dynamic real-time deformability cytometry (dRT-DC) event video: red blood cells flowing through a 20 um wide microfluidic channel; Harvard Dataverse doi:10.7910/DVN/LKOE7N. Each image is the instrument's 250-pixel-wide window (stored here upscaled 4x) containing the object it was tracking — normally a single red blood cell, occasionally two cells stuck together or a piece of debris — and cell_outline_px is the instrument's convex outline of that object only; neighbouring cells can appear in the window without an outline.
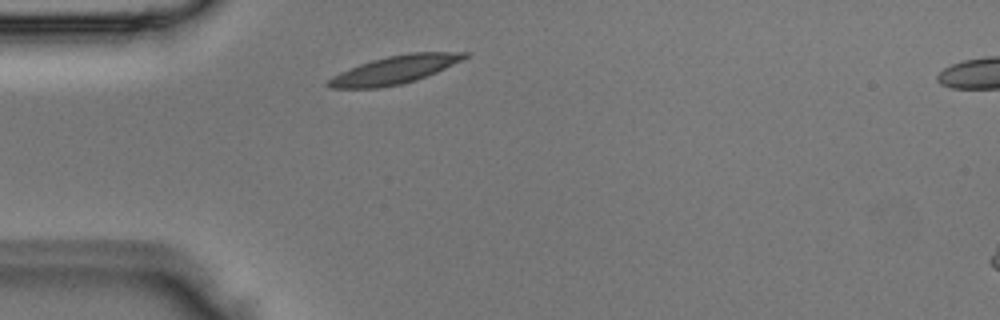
{"species": "Egyptian fruit bat (a non-hibernating species)", "species_latin": "Rousettus aegyptiacus", "temperature_condition": "room temperature", "stored_images_in_passage": 2, "segment_of_instrument_passage": [1, 2], "camera_frame_rate_fps": 3000, "um_per_image_px": 0.085, "animal": {"sex": "male"}, "frame": {"image": 1, "passage_image": 1, "time_ms": 0.0, "image_size_px": [1000, 320], "cell_outline_px": [[472, 56], [464, 60], [436, 72], [416, 80], [400, 84], [380, 88], [328, 88], [324, 84], [332, 76], [340, 72], [360, 64], [372, 60], [388, 56], [408, 52], [468, 52]], "centroid_in_image_um": [33.57, 5.93], "position_along_channel_um": 51.4, "area_um2": 22.43}}